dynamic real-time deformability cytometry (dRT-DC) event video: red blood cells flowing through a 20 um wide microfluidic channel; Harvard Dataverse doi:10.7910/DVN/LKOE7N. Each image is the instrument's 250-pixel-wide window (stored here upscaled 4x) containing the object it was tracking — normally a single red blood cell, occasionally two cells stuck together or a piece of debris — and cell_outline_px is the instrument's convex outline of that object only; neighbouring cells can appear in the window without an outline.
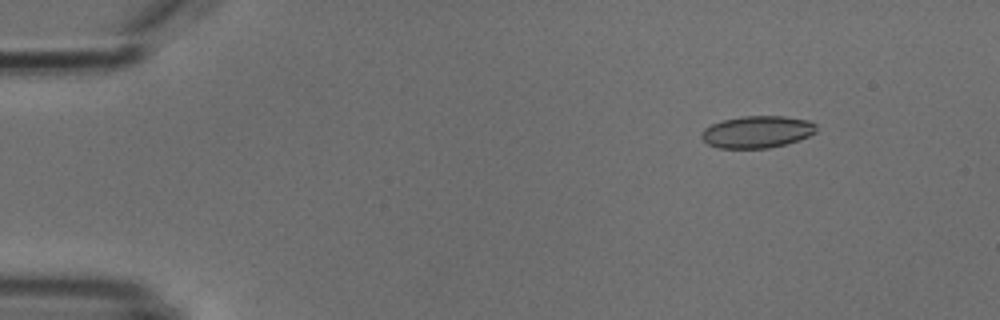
{"species": "common noctule bat (a hibernating species)", "species_latin": "Nyctalus noctula", "temperature_condition": "cold", "stored_images_in_passage": 4, "camera_frame_rate_fps": 3000, "um_per_image_px": 0.085, "animal": {"sex": "male", "body_mass_g": 18.8}, "frame": {"image": 1, "passage_image": 2, "time_ms": 1.0, "image_size_px": [1000, 320], "cell_outline_px": [[816, 132], [808, 136], [784, 144], [768, 148], [720, 148], [708, 144], [700, 136], [704, 128], [712, 124], [724, 120], [744, 116], [784, 116], [808, 120], [816, 124]], "centroid_in_image_um": [64.35, 11.2], "position_along_channel_um": 20.7, "area_um2": 21.21}}